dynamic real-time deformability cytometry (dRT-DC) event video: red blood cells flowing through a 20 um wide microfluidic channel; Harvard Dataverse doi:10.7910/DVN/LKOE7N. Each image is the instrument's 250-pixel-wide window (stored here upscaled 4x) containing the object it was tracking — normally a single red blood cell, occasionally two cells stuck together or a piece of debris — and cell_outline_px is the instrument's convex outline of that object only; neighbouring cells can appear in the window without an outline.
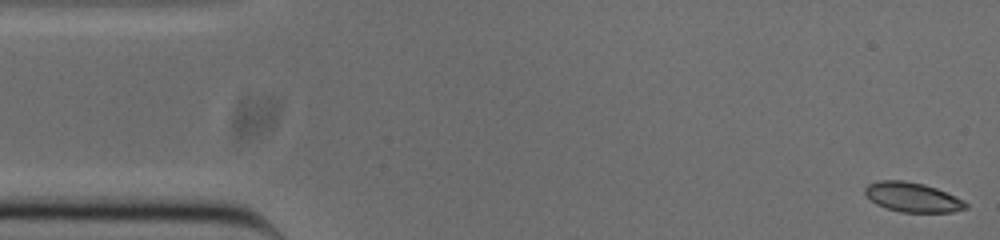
{"species": "common noctule bat (a hibernating species)", "species_latin": "Nyctalus noctula", "temperature_condition": "cold", "stored_images_in_passage": 52, "camera_frame_rate_fps": 3000, "um_per_image_px": 0.085, "animal": {"sex": "male", "body_mass_g": 20.0, "forearm_length_mm": 53.3}, "frame": {"image": 1, "passage_image": 1, "time_ms": 0.0, "image_size_px": [1000, 240], "cell_outline_px": [[968, 208], [952, 212], [900, 212], [876, 204], [864, 192], [864, 188], [868, 184], [880, 180], [904, 180], [924, 184], [936, 188], [964, 200], [968, 204]], "centroid_in_image_um": [77.58, 16.76], "position_along_channel_um": 7.4, "area_um2": 17.28}}
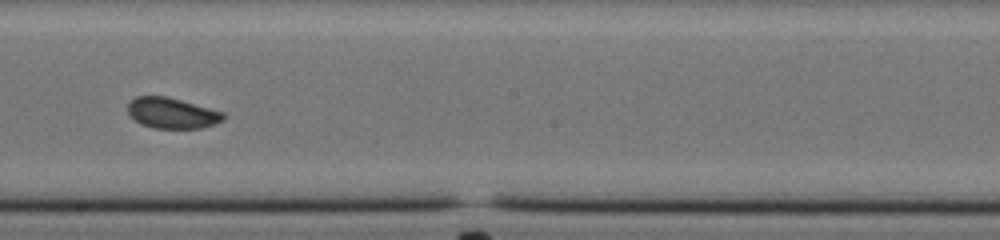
{"frame": {"image": 2, "passage_image": 28, "time_ms": 9.0, "image_size_px": [1000, 240], "cell_outline_px": [[228, 116], [224, 120], [216, 124], [204, 128], [152, 128], [140, 124], [128, 112], [128, 104], [136, 96], [168, 96], [224, 112]], "centroid_in_image_um": [14.68, 9.62], "position_along_channel_um": 233.5, "area_um2": 17.28}}
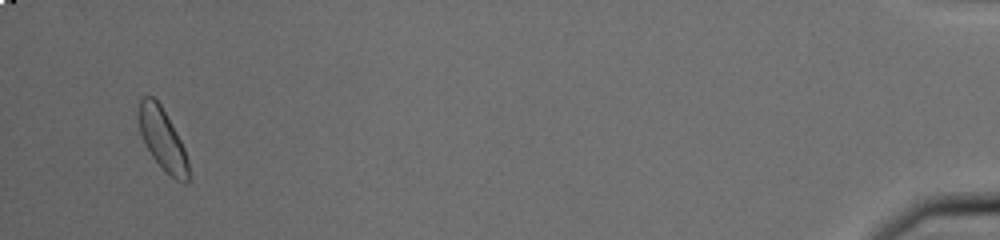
{"frame": {"image": 3, "passage_image": 50, "time_ms": 16.333, "image_size_px": [1000, 240], "cell_outline_px": [[188, 180], [184, 184], [176, 180], [152, 156], [144, 144], [140, 132], [140, 100], [144, 96], [152, 96], [160, 104], [176, 132], [184, 148], [188, 160]], "centroid_in_image_um": [13.82, 11.85], "position_along_channel_um": 421.4, "area_um2": 17.22}, "authors_computed_cell_mechanics": {"area_um2": 17.5712, "velocity_mm_per_s": 3.8299, "shape_relaxation_time_tau1_ms": 3.6699, "shape_relaxation_time_tau2_ms": 1.295, "deformation_change_tau1": 0.0803, "deformation_change_tau2": 0.0594}}